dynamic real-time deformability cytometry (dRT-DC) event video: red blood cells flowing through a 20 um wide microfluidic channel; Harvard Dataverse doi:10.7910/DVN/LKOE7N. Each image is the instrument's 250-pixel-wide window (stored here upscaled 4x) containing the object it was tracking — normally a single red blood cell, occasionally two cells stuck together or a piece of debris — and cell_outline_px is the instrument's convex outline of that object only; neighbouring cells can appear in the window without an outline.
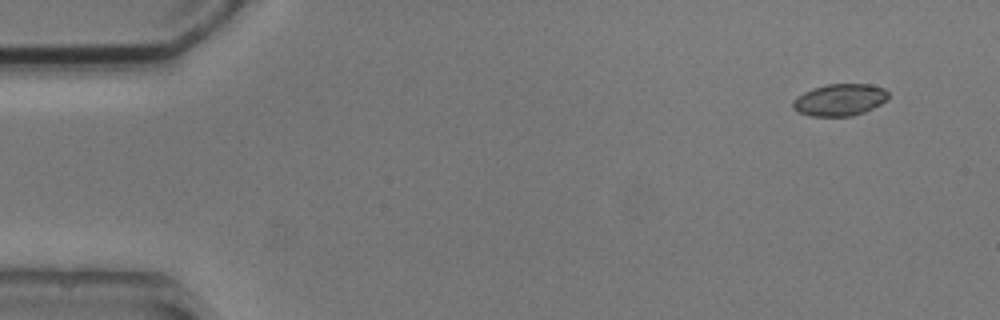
{"species": "common noctule bat (a hibernating species)", "species_latin": "Nyctalus noctula", "temperature_condition": "cold", "stored_images_in_passage": 4, "camera_frame_rate_fps": 3000, "um_per_image_px": 0.085, "animal": {"sex": "male", "body_mass_g": 20.5, "forearm_length_mm": 52.5}, "frame": {"image": 1, "passage_image": 1, "time_ms": 0.0, "image_size_px": [1000, 320], "cell_outline_px": [[888, 100], [864, 112], [852, 116], [812, 116], [796, 112], [792, 108], [792, 100], [796, 96], [804, 92], [828, 84], [872, 84], [884, 88], [888, 92]], "centroid_in_image_um": [71.37, 8.49], "position_along_channel_um": 13.6, "area_um2": 17.86}}